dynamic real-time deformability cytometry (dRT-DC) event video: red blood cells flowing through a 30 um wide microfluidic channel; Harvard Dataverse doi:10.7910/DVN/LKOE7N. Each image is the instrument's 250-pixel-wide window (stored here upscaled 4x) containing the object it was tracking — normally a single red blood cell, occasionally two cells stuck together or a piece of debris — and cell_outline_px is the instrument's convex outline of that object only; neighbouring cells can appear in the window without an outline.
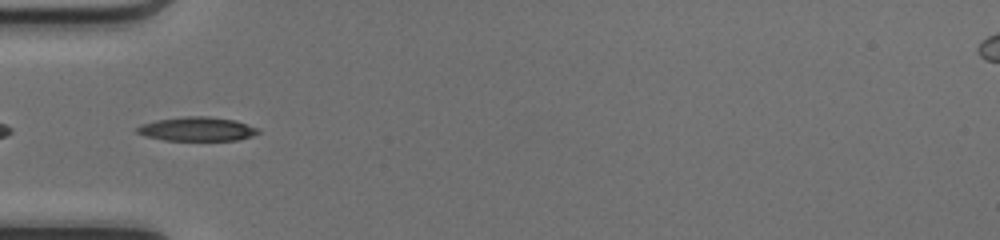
{"species": "common noctule bat (a hibernating species)", "species_latin": "Nyctalus noctula", "temperature_condition": "cold", "stored_images_in_passage": 50, "camera_frame_rate_fps": 3000, "um_per_image_px": 0.085, "animal": {"sex": "female", "body_mass_g": 17.0, "forearm_length_mm": 48.0}, "frame": {"image": 1, "passage_image": 17, "time_ms": 5.333, "image_size_px": [1000, 240], "cell_outline_px": [[260, 132], [252, 136], [236, 140], [164, 140], [144, 136], [136, 132], [136, 128], [144, 124], [156, 120], [188, 116], [208, 116], [232, 120], [260, 128]], "centroid_in_image_um": [16.76, 10.97], "position_along_channel_um": 68.2, "area_um2": 16.76}}
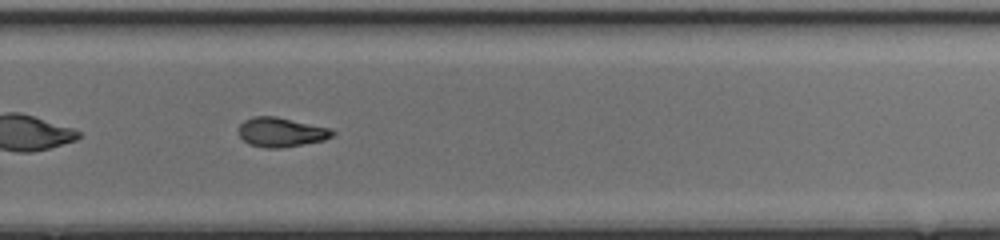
{"frame": {"image": 2, "passage_image": 34, "time_ms": 11.0, "image_size_px": [1000, 240], "cell_outline_px": [[336, 132], [332, 136], [324, 140], [280, 148], [264, 148], [248, 144], [240, 136], [240, 124], [244, 120], [256, 116], [276, 116], [332, 128]], "centroid_in_image_um": [23.92, 11.23], "position_along_channel_um": 305.9, "area_um2": 16.07}}
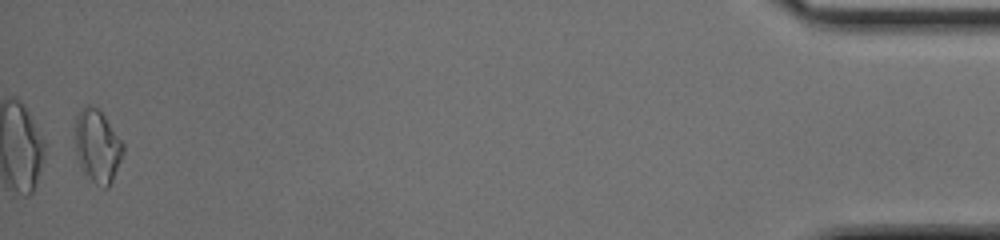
{"frame": {"image": 3, "passage_image": 49, "time_ms": 16.0, "image_size_px": [1000, 240], "cell_outline_px": [[124, 152], [112, 180], [108, 188], [104, 188], [96, 184], [80, 168], [76, 152], [76, 116], [80, 108], [84, 104], [88, 104], [96, 108], [104, 116], [124, 144]], "centroid_in_image_um": [8.27, 12.41], "position_along_channel_um": 426.9, "area_um2": 20.17}, "authors_computed_cell_mechanics": {"area_um2": 16.9643, "velocity_mm_per_s": 4.2088, "shape_relaxation_time_tau1_ms": 3.7145, "shape_relaxation_time_tau2_ms": 9.4291, "deformation_change_tau1": 0.1516, "deformation_change_tau2": 0.1701}}